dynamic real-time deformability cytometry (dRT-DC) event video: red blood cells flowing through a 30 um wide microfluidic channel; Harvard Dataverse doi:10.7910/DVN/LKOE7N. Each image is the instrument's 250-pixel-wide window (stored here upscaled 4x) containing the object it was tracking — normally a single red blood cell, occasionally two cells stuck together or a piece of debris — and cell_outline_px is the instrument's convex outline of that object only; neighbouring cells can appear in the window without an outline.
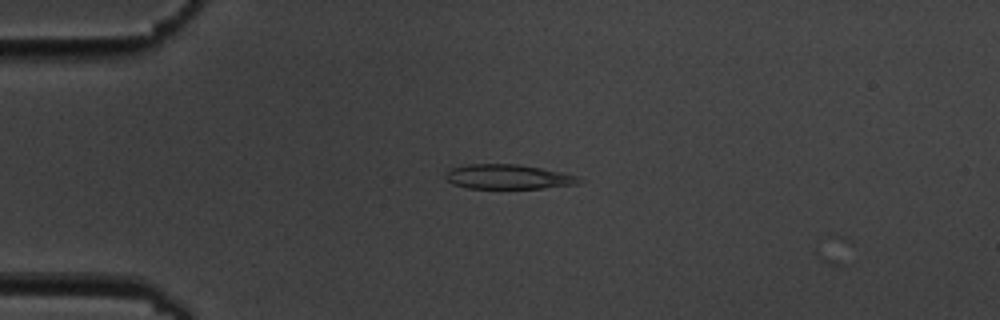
{"species": "common noctule bat (a hibernating species)", "species_latin": "Nyctalus noctula", "temperature_condition": "cold", "stored_images_in_passage": 2, "camera_frame_rate_fps": 3000, "um_per_image_px": 0.085, "animal": {"sex": "male", "body_mass_g": 19.5, "forearm_length_mm": 54.6}, "frame": {"image": 1, "passage_image": 1, "time_ms": 0.0, "image_size_px": [1000, 320], "cell_outline_px": [[584, 180], [580, 184], [544, 188], [468, 188], [452, 184], [444, 176], [452, 168], [468, 164], [520, 164], [564, 172], [576, 176]], "centroid_in_image_um": [43.25, 15.03], "position_along_channel_um": 41.7, "area_um2": 19.25}}